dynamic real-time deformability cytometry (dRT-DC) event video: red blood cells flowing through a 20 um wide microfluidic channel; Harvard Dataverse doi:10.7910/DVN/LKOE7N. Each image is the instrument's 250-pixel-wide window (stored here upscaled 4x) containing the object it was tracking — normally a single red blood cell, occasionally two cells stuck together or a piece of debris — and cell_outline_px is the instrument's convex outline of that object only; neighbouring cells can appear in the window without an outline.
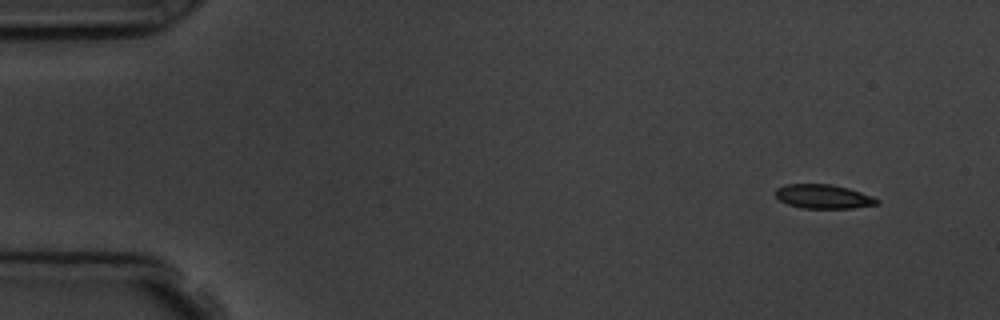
{"species": "common noctule bat (a hibernating species)", "species_latin": "Nyctalus noctula", "temperature_condition": "room temperature", "stored_images_in_passage": 4, "camera_frame_rate_fps": 3000, "um_per_image_px": 0.085, "animal": {"sex": "male", "body_mass_g": 19.5, "forearm_length_mm": 54.6}, "frame": {"image": 1, "passage_image": 1, "time_ms": 0.0, "image_size_px": [1000, 320], "cell_outline_px": [[880, 204], [852, 208], [800, 208], [788, 204], [780, 200], [776, 196], [776, 188], [784, 184], [832, 184], [848, 188], [872, 196], [880, 200]], "centroid_in_image_um": [69.99, 16.7], "position_along_channel_um": 15.0, "area_um2": 14.28}}
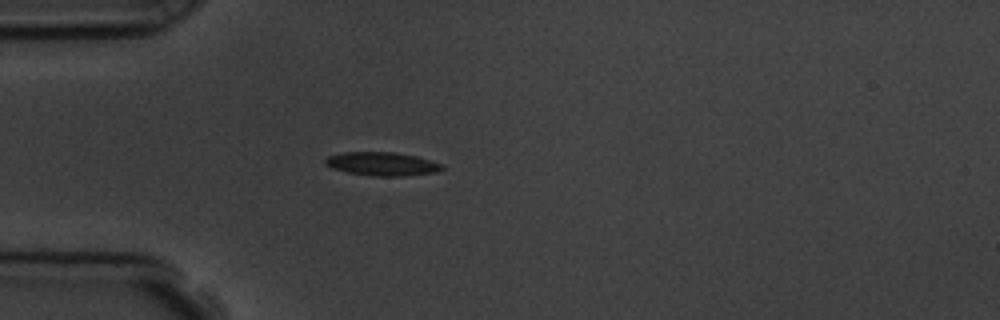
{"frame": {"image": 2, "passage_image": 4, "time_ms": 3.667, "image_size_px": [1000, 320], "cell_outline_px": [[444, 168], [440, 172], [400, 176], [372, 176], [348, 172], [332, 168], [324, 164], [324, 160], [328, 156], [344, 152], [392, 152], [416, 156], [444, 164]], "centroid_in_image_um": [32.5, 13.93], "position_along_channel_um": 52.5, "area_um2": 16.07}}